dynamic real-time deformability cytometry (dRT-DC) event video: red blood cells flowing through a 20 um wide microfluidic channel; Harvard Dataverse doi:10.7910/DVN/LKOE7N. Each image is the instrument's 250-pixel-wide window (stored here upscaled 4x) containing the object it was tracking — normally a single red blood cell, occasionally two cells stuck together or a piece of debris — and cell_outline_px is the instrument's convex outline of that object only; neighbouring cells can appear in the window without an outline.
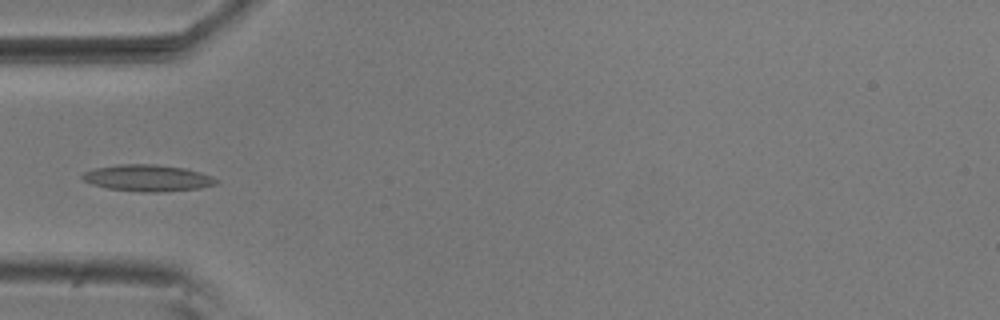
{"species": "common noctule bat (a hibernating species)", "species_latin": "Nyctalus noctula", "temperature_condition": "room temperature", "stored_images_in_passage": 5, "camera_frame_rate_fps": 3000, "um_per_image_px": 0.085, "animal": {"sex": "male", "body_mass_g": 20.5, "forearm_length_mm": 52.5}, "frame": {"image": 1, "passage_image": 5, "time_ms": 1.333, "image_size_px": [1000, 320], "cell_outline_px": [[220, 184], [200, 188], [156, 192], [140, 192], [108, 188], [92, 184], [84, 180], [80, 176], [84, 172], [96, 168], [120, 164], [156, 164], [184, 168], [200, 172], [212, 176]], "centroid_in_image_um": [12.57, 15.13], "position_along_channel_um": 72.4, "area_um2": 20.63}}